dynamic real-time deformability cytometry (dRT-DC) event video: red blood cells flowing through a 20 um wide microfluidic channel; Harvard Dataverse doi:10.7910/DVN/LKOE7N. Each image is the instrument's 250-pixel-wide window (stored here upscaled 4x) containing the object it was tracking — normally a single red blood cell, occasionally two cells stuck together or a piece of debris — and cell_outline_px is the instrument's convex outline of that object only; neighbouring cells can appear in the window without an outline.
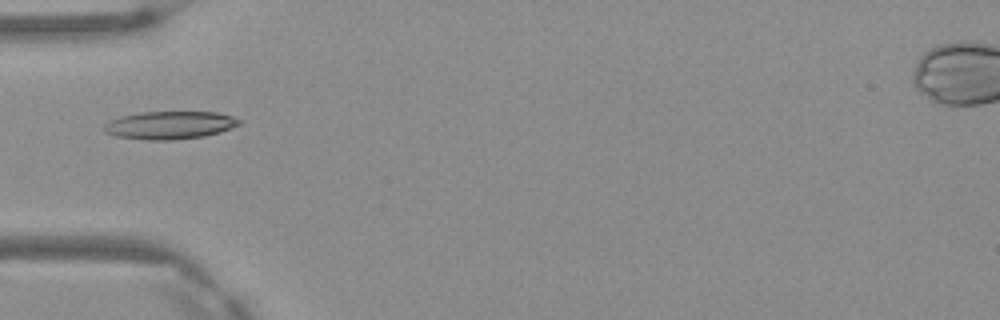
{"species": "Egyptian fruit bat (a non-hibernating species)", "species_latin": "Rousettus aegyptiacus", "temperature_condition": "warm", "stored_images_in_passage": 4, "camera_frame_rate_fps": 3000, "um_per_image_px": 0.085, "frame": {"image": 1, "passage_image": 4, "time_ms": 1.0, "image_size_px": [1000, 320], "cell_outline_px": [[244, 120], [240, 124], [232, 128], [220, 132], [204, 136], [172, 140], [148, 140], [116, 136], [104, 132], [100, 128], [108, 120], [120, 116], [140, 112], [216, 112], [232, 116]], "centroid_in_image_um": [14.41, 10.63], "position_along_channel_um": 70.6, "area_um2": 22.25}}